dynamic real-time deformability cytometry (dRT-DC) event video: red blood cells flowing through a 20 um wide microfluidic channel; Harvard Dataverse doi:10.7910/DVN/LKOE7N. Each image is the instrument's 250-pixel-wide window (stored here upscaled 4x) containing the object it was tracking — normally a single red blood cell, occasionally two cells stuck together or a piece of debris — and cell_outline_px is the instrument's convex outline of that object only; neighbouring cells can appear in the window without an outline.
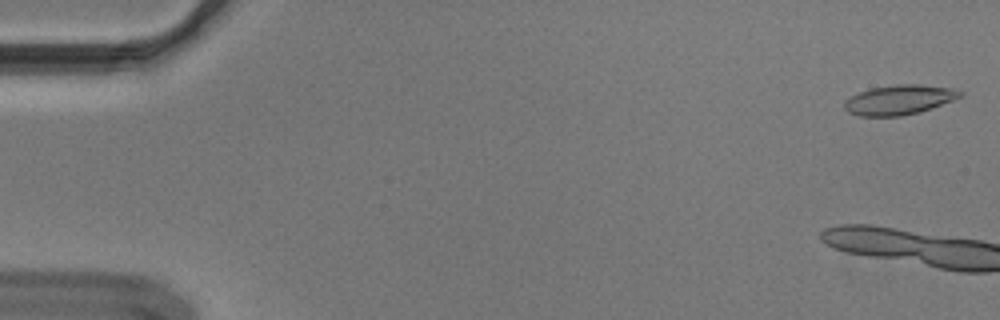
{"species": "Egyptian fruit bat (a non-hibernating species)", "species_latin": "Rousettus aegyptiacus", "temperature_condition": "cold", "stored_images_in_passage": 4, "camera_frame_rate_fps": 3000, "um_per_image_px": 0.085, "animal": {"sex": "male"}, "frame": {"image": 1, "passage_image": 1, "time_ms": 0.0, "image_size_px": [1000, 320], "cell_outline_px": [[964, 96], [932, 108], [920, 112], [900, 116], [860, 116], [848, 112], [844, 108], [844, 100], [860, 92], [872, 88], [896, 84], [920, 84], [952, 88], [964, 92]], "centroid_in_image_um": [76.46, 8.48], "position_along_channel_um": 8.5, "area_um2": 20.11}}